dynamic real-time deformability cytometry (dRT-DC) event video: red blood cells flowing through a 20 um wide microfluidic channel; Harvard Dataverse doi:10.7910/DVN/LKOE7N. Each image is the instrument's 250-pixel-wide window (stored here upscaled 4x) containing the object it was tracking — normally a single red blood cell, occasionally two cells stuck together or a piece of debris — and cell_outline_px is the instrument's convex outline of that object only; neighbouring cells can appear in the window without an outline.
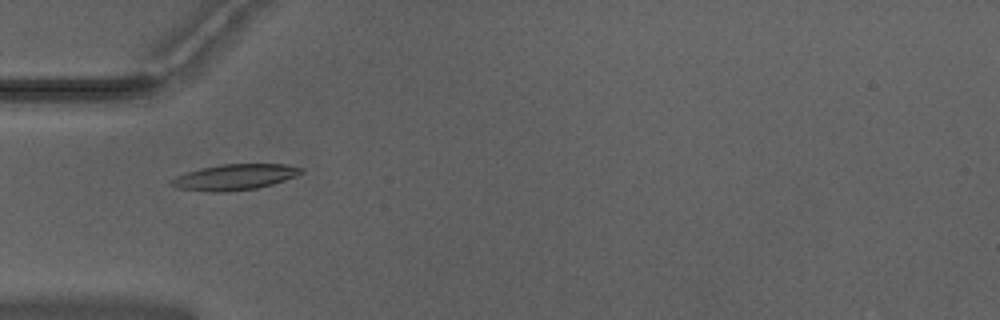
{"species": "Egyptian fruit bat (a non-hibernating species)", "species_latin": "Rousettus aegyptiacus", "temperature_condition": "warm", "stored_images_in_passage": 42, "camera_frame_rate_fps": 3000, "um_per_image_px": 0.085, "animal": {"sex": "male"}, "frame": {"image": 1, "passage_image": 7, "time_ms": 2.0, "image_size_px": [1000, 320], "cell_outline_px": [[304, 172], [296, 176], [272, 184], [256, 188], [228, 192], [212, 192], [180, 188], [168, 184], [168, 180], [176, 176], [200, 168], [220, 164], [284, 164], [304, 168]], "centroid_in_image_um": [19.94, 15.05], "position_along_channel_um": 65.1, "area_um2": 19.54}}
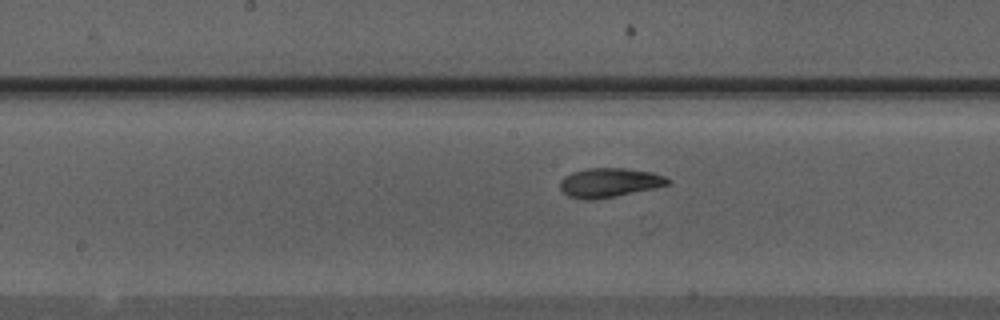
{"frame": {"image": 2, "passage_image": 17, "time_ms": 5.333, "image_size_px": [1000, 320], "cell_outline_px": [[672, 180], [668, 184], [652, 188], [616, 196], [596, 200], [580, 200], [568, 196], [560, 188], [560, 180], [564, 176], [572, 172], [588, 168], [624, 168], [652, 172], [664, 176]], "centroid_in_image_um": [51.75, 15.53], "position_along_channel_um": 196.4, "area_um2": 18.38}}
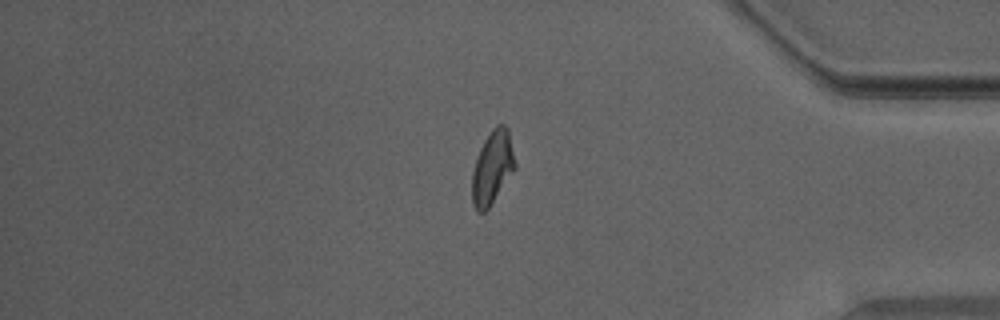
{"frame": {"image": 3, "passage_image": 34, "time_ms": 11.0, "image_size_px": [1000, 320], "cell_outline_px": [[516, 168], [488, 208], [484, 212], [476, 212], [472, 204], [472, 172], [480, 148], [484, 140], [492, 128], [496, 124], [504, 124], [508, 128], [516, 164]], "centroid_in_image_um": [41.85, 14.23], "position_along_channel_um": 393.4, "area_um2": 18.32}, "authors_computed_cell_mechanics": {"area_um2": 17.7446, "velocity_mm_per_s": 3.9652, "shape_relaxation_time_tau1_ms": 4.6812, "shape_relaxation_time_tau2_ms": 2.3905, "deformation_change_tau1": 0.1753, "deformation_change_tau2": 0.0923}}